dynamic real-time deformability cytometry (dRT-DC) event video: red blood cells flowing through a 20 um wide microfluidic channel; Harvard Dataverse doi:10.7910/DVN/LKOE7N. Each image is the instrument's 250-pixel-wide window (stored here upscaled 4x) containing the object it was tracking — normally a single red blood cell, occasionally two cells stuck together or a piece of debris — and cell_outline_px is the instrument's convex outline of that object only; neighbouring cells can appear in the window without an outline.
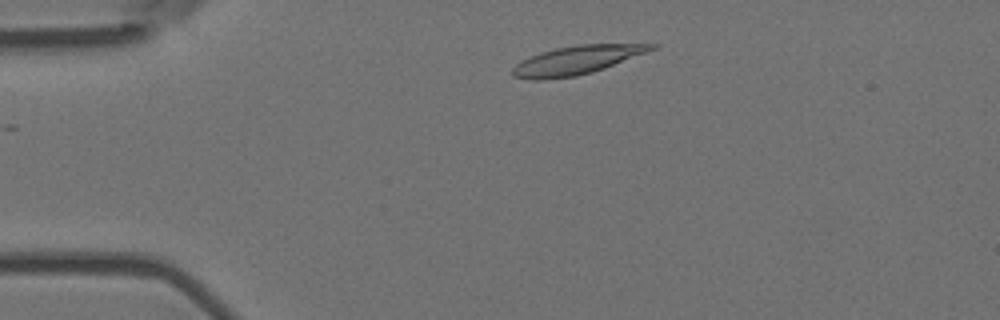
{"species": "Egyptian fruit bat (a non-hibernating species)", "species_latin": "Rousettus aegyptiacus", "temperature_condition": "room temperature", "stored_images_in_passage": 2, "camera_frame_rate_fps": 3000, "um_per_image_px": 0.085, "animal": {"sex": "female"}, "frame": {"image": 1, "passage_image": 1, "time_ms": 0.0, "image_size_px": [1000, 320], "cell_outline_px": [[656, 48], [604, 68], [592, 72], [576, 76], [544, 80], [532, 80], [512, 76], [512, 68], [516, 64], [540, 52], [556, 48], [580, 44], [656, 44]], "centroid_in_image_um": [48.96, 5.12], "position_along_channel_um": 36.0, "area_um2": 22.77}}